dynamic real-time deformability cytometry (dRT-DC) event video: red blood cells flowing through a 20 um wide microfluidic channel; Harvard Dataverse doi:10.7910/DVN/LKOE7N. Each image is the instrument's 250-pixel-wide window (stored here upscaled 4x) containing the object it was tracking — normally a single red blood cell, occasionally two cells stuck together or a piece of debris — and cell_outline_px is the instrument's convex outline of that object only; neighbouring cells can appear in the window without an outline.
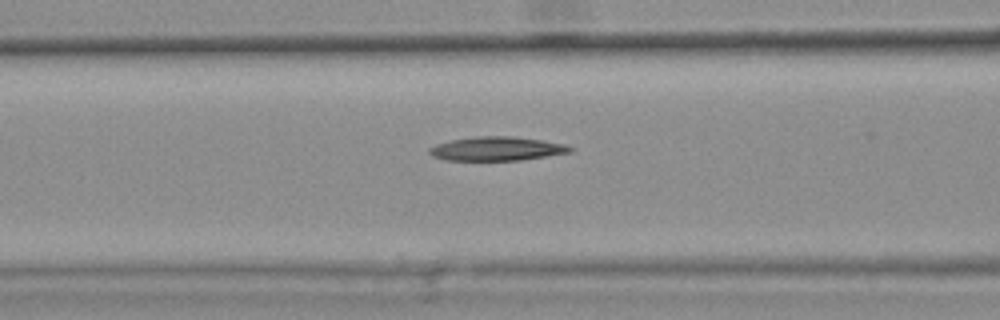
{"species": "common noctule bat (a hibernating species)", "species_latin": "Nyctalus noctula", "temperature_condition": "warm", "stored_images_in_passage": 47, "camera_frame_rate_fps": 3000, "um_per_image_px": 0.085, "animal": {"sex": "female", "body_mass_g": 25.1}, "frame": {"image": 1, "passage_image": 21, "time_ms": 6.667, "image_size_px": [1000, 320], "cell_outline_px": [[576, 148], [572, 152], [520, 160], [444, 160], [432, 156], [428, 152], [428, 148], [436, 144], [448, 140], [476, 136], [512, 136], [540, 140], [564, 144]], "centroid_in_image_um": [42.2, 12.64], "position_along_channel_um": 124.4, "area_um2": 19.71}}